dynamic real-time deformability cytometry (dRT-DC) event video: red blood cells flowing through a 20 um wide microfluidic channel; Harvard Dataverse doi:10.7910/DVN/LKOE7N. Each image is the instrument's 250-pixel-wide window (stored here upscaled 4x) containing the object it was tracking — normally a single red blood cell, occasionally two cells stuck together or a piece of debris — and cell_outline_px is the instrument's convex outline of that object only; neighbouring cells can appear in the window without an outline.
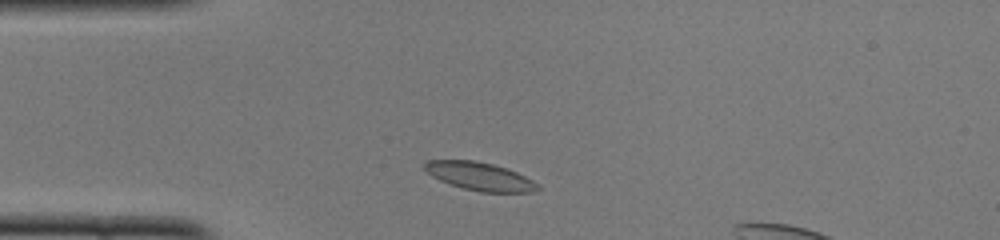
{"species": "common noctule bat (a hibernating species)", "species_latin": "Nyctalus noctula", "temperature_condition": "cold", "stored_images_in_passage": 42, "camera_frame_rate_fps": 3000, "um_per_image_px": 0.085, "animal": {"sex": "female", "body_mass_g": 22.0, "forearm_length_mm": 56.7}, "frame": {"image": 1, "passage_image": 4, "time_ms": 1.0, "image_size_px": [1000, 240], "cell_outline_px": [[540, 188], [532, 192], [480, 192], [464, 188], [440, 180], [432, 176], [420, 164], [428, 160], [476, 160], [492, 164], [516, 172], [532, 180]], "centroid_in_image_um": [40.73, 14.98], "position_along_channel_um": 44.3, "area_um2": 18.32}}
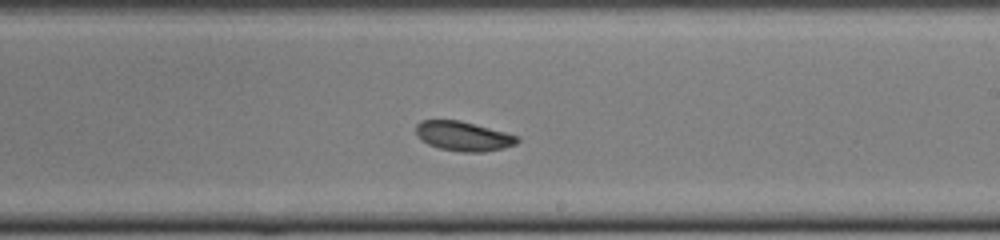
{"frame": {"image": 2, "passage_image": 21, "time_ms": 6.667, "image_size_px": [1000, 240], "cell_outline_px": [[520, 140], [516, 144], [504, 148], [484, 152], [460, 152], [440, 148], [428, 144], [416, 132], [416, 124], [420, 120], [460, 120], [520, 136]], "centroid_in_image_um": [39.43, 11.57], "position_along_channel_um": 249.6, "area_um2": 17.4}}
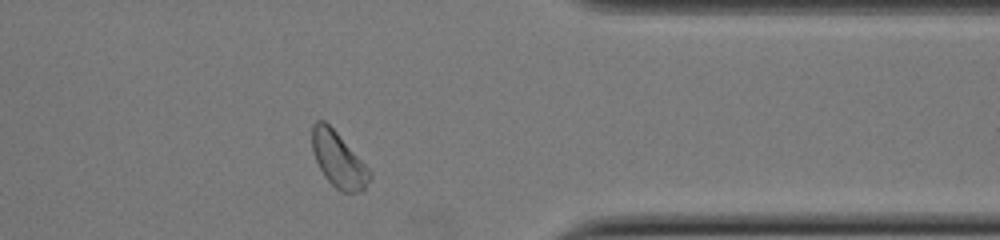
{"frame": {"image": 3, "passage_image": 32, "time_ms": 10.333, "image_size_px": [1000, 240], "cell_outline_px": [[372, 176], [364, 188], [360, 192], [340, 192], [324, 176], [312, 152], [312, 124], [316, 120], [324, 120], [336, 132], [372, 172]], "centroid_in_image_um": [28.75, 13.58], "position_along_channel_um": 382.6, "area_um2": 18.32}, "authors_computed_cell_mechanics": {"area_um2": 18.2648, "velocity_mm_per_s": 3.9404, "shape_relaxation_time_tau1_ms": 3.003, "shape_relaxation_time_tau2_ms": null, "deformation_change_tau1": 0.0702, "deformation_change_tau2": null}}